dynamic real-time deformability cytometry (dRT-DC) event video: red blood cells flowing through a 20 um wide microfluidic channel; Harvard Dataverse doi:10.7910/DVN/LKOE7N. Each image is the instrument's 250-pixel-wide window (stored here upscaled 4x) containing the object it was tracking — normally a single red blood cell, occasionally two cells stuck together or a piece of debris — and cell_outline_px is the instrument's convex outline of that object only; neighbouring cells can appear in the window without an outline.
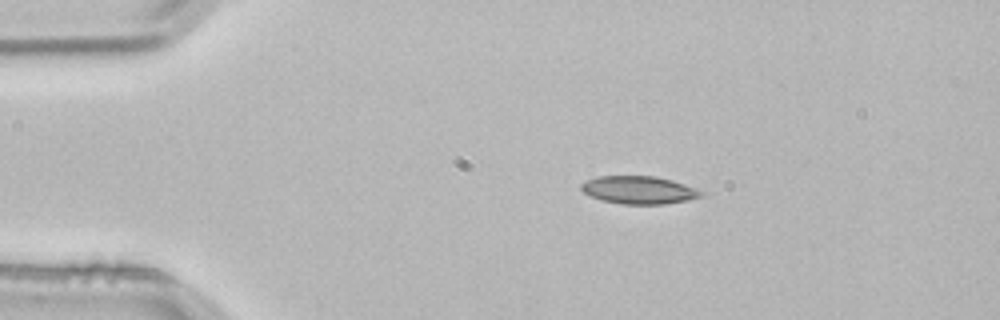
{"species": "common noctule bat (a hibernating species)", "species_latin": "Nyctalus noctula", "temperature_condition": "room temperature", "stored_images_in_passage": 2, "camera_frame_rate_fps": 3000, "um_per_image_px": 0.085, "animal": {"sex": "male", "body_mass_g": 21.5, "forearm_length_mm": 52.0}, "frame": {"image": 1, "passage_image": 1, "time_ms": 0.0, "image_size_px": [1000, 320], "cell_outline_px": [[704, 196], [688, 200], [664, 204], [624, 204], [600, 200], [584, 192], [580, 188], [580, 184], [596, 176], [656, 176], [672, 180], [684, 184], [704, 192]], "centroid_in_image_um": [54.31, 16.15], "position_along_channel_um": 30.7, "area_um2": 19.42}}